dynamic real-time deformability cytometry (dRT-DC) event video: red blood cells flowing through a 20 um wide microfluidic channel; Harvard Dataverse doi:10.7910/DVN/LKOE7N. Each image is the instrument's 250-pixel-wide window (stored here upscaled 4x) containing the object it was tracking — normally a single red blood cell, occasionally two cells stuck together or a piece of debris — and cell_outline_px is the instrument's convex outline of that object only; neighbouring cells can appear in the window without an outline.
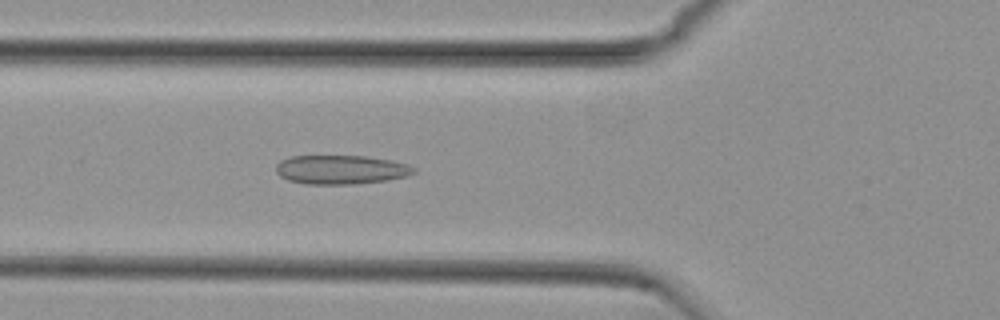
{"species": "common noctule bat (a hibernating species)", "species_latin": "Nyctalus noctula", "temperature_condition": "cold", "stored_images_in_passage": 53, "camera_frame_rate_fps": 3000, "um_per_image_px": 0.085, "animal": {"sex": "female", "body_mass_g": 29.2, "forearm_length_mm": 56.3}, "frame": {"image": 1, "passage_image": 18, "time_ms": 5.667, "image_size_px": [1000, 320], "cell_outline_px": [[416, 172], [404, 176], [388, 180], [356, 184], [304, 184], [288, 180], [280, 176], [276, 172], [276, 164], [280, 160], [292, 156], [368, 156], [408, 164], [416, 168]], "centroid_in_image_um": [28.96, 14.42], "position_along_channel_um": 96.8, "area_um2": 23.35}}
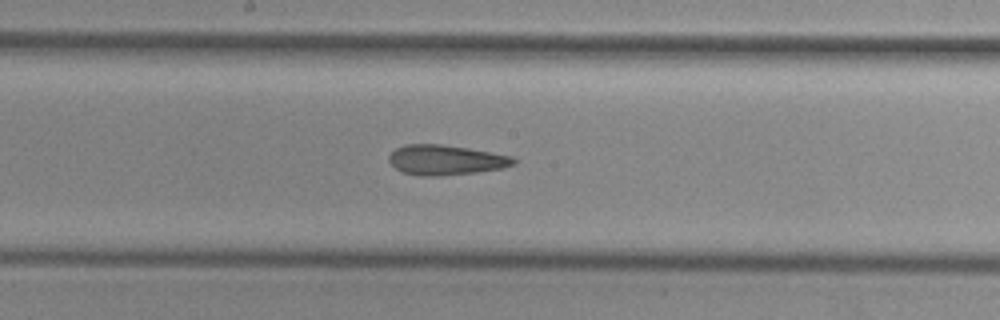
{"frame": {"image": 2, "passage_image": 27, "time_ms": 8.667, "image_size_px": [1000, 320], "cell_outline_px": [[516, 164], [504, 168], [476, 172], [436, 176], [420, 176], [404, 172], [396, 168], [388, 160], [388, 156], [396, 148], [408, 144], [440, 144], [468, 148], [512, 156], [516, 160]], "centroid_in_image_um": [37.9, 13.6], "position_along_channel_um": 210.3, "area_um2": 21.68}}
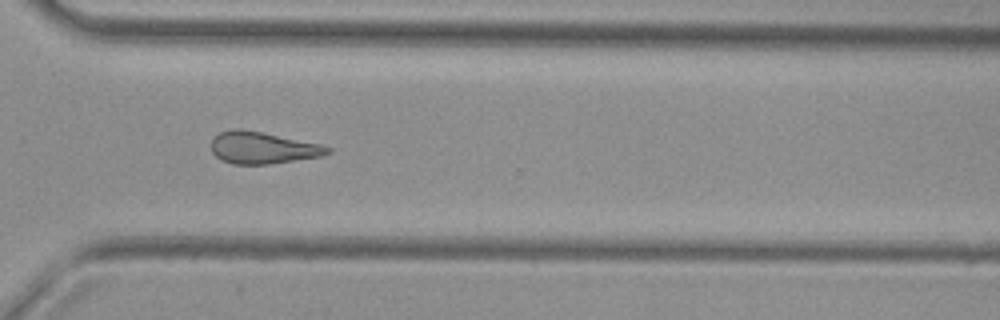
{"frame": {"image": 3, "passage_image": 38, "time_ms": 12.333, "image_size_px": [1000, 320], "cell_outline_px": [[332, 152], [324, 156], [268, 164], [232, 164], [220, 160], [212, 152], [212, 136], [220, 132], [236, 128], [240, 128], [320, 144], [332, 148]], "centroid_in_image_um": [22.31, 12.57], "position_along_channel_um": 348.3, "area_um2": 21.62}, "authors_computed_cell_mechanics": {"area_um2": 22.6576, "velocity_mm_per_s": 3.7678, "shape_relaxation_time_tau1_ms": null, "shape_relaxation_time_tau2_ms": 6.2274, "deformation_change_tau1": null, "deformation_change_tau2": 0.1678}}